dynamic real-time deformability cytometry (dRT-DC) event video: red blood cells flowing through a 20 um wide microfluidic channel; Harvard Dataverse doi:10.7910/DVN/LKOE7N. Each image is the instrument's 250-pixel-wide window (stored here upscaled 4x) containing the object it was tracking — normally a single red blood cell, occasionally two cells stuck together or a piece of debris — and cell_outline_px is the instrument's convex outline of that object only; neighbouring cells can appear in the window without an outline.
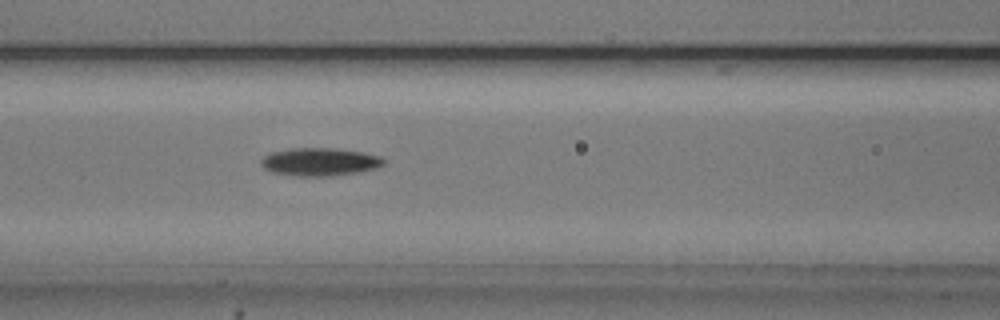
{"species": "common noctule bat (a hibernating species)", "species_latin": "Nyctalus noctula", "temperature_condition": "cold", "stored_images_in_passage": 33, "camera_frame_rate_fps": 3000, "um_per_image_px": 0.085, "animal": {"sex": "male", "body_mass_g": 20.5, "forearm_length_mm": 52.5}, "frame": {"image": 1, "passage_image": 14, "time_ms": 4.333, "image_size_px": [1000, 320], "cell_outline_px": [[388, 160], [384, 164], [376, 168], [356, 172], [332, 176], [296, 176], [272, 172], [264, 168], [260, 164], [260, 160], [264, 156], [272, 152], [292, 148], [332, 148], [364, 152], [384, 156]], "centroid_in_image_um": [27.22, 13.75], "position_along_channel_um": 139.4, "area_um2": 20.17}}
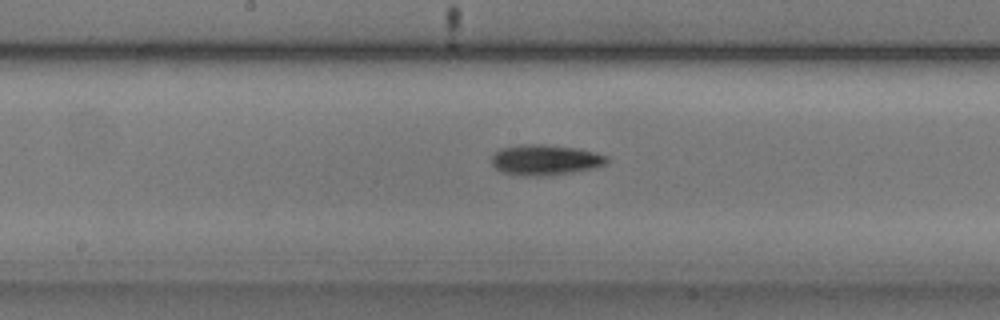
{"frame": {"image": 2, "passage_image": 19, "time_ms": 6.0, "image_size_px": [1000, 320], "cell_outline_px": [[608, 160], [604, 164], [592, 168], [572, 172], [540, 176], [532, 176], [504, 172], [496, 168], [492, 164], [492, 156], [500, 148], [520, 144], [544, 144], [576, 148], [608, 156]], "centroid_in_image_um": [46.32, 13.57], "position_along_channel_um": 201.9, "area_um2": 20.11}}
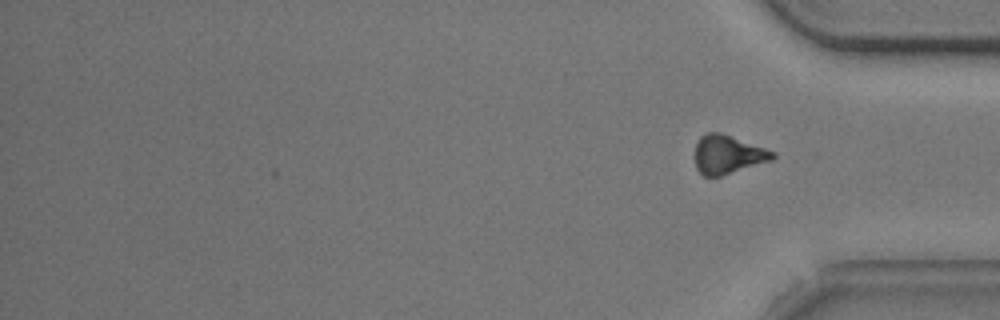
{"frame": {"image": 3, "passage_image": 33, "time_ms": 10.667, "image_size_px": [1000, 320], "cell_outline_px": [[776, 156], [772, 160], [720, 176], [704, 176], [696, 168], [696, 144], [700, 136], [704, 132], [720, 132], [776, 152]], "centroid_in_image_um": [61.86, 13.12], "position_along_channel_um": 373.3, "area_um2": 17.34}, "authors_computed_cell_mechanics": {"area_um2": 18.8428, "velocity_mm_per_s": 3.7375, "shape_relaxation_time_tau1_ms": 2.2564, "shape_relaxation_time_tau2_ms": null, "deformation_change_tau1": 0.1159, "deformation_change_tau2": null}}